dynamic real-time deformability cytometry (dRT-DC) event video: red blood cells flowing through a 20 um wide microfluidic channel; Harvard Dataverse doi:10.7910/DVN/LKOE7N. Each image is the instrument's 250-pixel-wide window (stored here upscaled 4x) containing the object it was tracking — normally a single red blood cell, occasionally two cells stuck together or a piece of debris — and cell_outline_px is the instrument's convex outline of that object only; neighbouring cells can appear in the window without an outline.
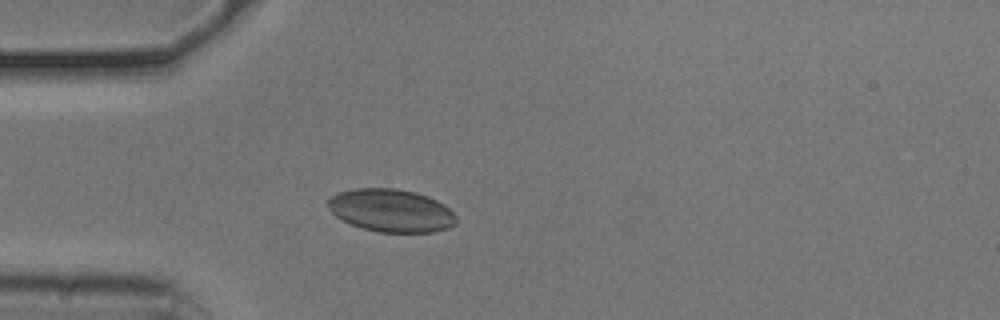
{"species": "common noctule bat (a hibernating species)", "species_latin": "Nyctalus noctula", "temperature_condition": "cold", "stored_images_in_passage": 52, "camera_frame_rate_fps": 3000, "um_per_image_px": 0.085, "animal": {"sex": "male", "body_mass_g": 20.5, "forearm_length_mm": 52.5}, "frame": {"image": 1, "passage_image": 14, "time_ms": 4.333, "image_size_px": [1000, 320], "cell_outline_px": [[456, 224], [448, 228], [432, 232], [376, 232], [352, 224], [336, 216], [328, 208], [324, 200], [328, 196], [352, 188], [396, 188], [416, 192], [428, 196], [444, 204], [456, 216]], "centroid_in_image_um": [33.21, 17.88], "position_along_channel_um": 51.8, "area_um2": 32.25}}
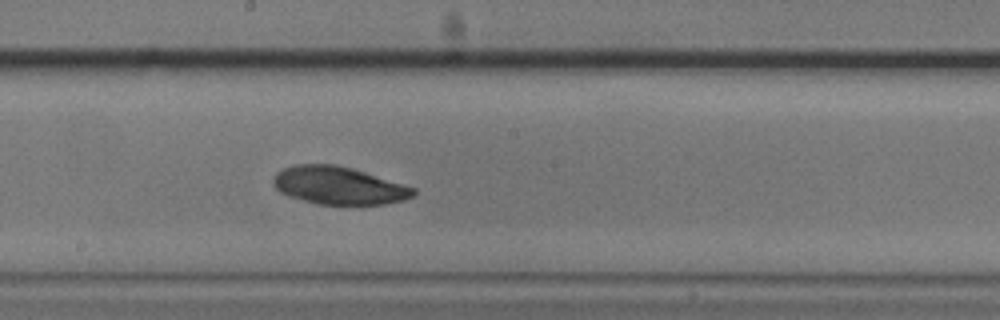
{"frame": {"image": 2, "passage_image": 28, "time_ms": 9.0, "image_size_px": [1000, 320], "cell_outline_px": [[416, 192], [412, 196], [404, 200], [384, 204], [316, 204], [280, 192], [272, 184], [272, 180], [276, 172], [284, 168], [296, 164], [336, 164], [352, 168], [416, 188]], "centroid_in_image_um": [28.78, 15.76], "position_along_channel_um": 219.4, "area_um2": 30.63}}
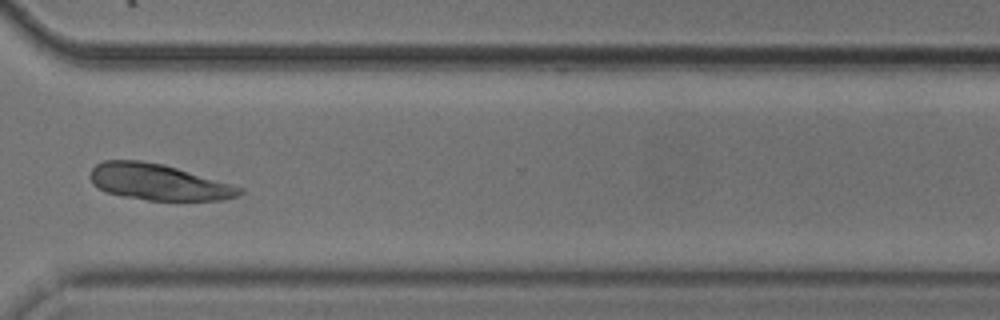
{"frame": {"image": 3, "passage_image": 39, "time_ms": 12.667, "image_size_px": [1000, 320], "cell_outline_px": [[244, 192], [236, 196], [220, 200], [148, 200], [124, 196], [104, 192], [92, 184], [88, 176], [92, 168], [96, 164], [104, 160], [140, 160], [164, 164], [244, 188]], "centroid_in_image_um": [13.4, 15.47], "position_along_channel_um": 357.2, "area_um2": 31.44}}